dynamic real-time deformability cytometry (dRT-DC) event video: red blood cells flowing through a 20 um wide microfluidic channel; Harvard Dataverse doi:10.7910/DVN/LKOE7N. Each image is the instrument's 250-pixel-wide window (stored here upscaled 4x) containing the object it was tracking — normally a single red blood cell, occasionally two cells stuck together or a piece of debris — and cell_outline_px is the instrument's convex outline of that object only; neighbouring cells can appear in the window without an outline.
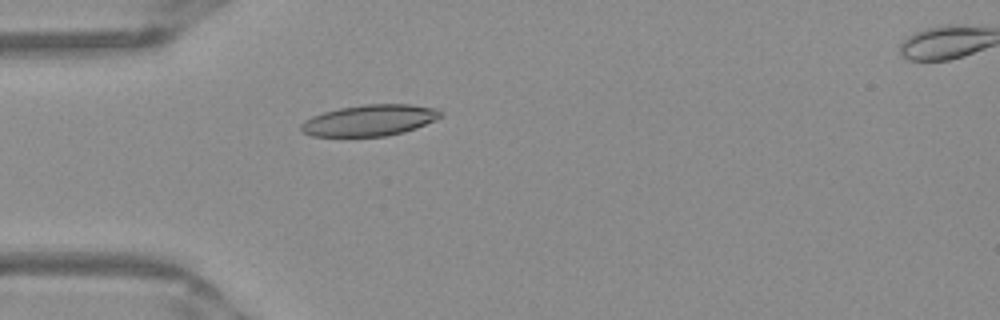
{"species": "Egyptian fruit bat (a non-hibernating species)", "species_latin": "Rousettus aegyptiacus", "temperature_condition": "warm", "stored_images_in_passage": 37, "camera_frame_rate_fps": 3000, "um_per_image_px": 0.085, "frame": {"image": 1, "passage_image": 1, "time_ms": 0.0, "image_size_px": [1000, 320], "cell_outline_px": [[444, 116], [416, 128], [404, 132], [384, 136], [312, 136], [304, 132], [300, 128], [300, 124], [304, 120], [312, 116], [324, 112], [340, 108], [364, 104], [408, 104], [440, 108], [444, 112]], "centroid_in_image_um": [31.47, 10.21], "position_along_channel_um": 53.5, "area_um2": 25.49}}
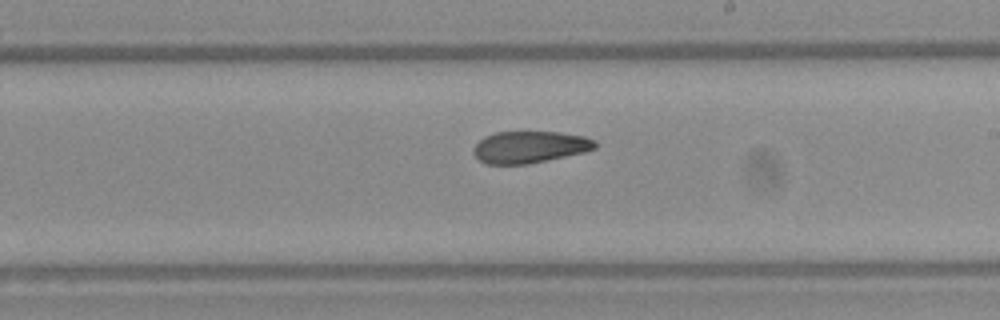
{"frame": {"image": 2, "passage_image": 16, "time_ms": 5.0, "image_size_px": [1000, 320], "cell_outline_px": [[596, 148], [584, 152], [528, 164], [484, 164], [472, 152], [472, 148], [484, 136], [496, 132], [560, 132], [584, 136], [596, 140]], "centroid_in_image_um": [45.01, 12.49], "position_along_channel_um": 244.0, "area_um2": 22.6}}
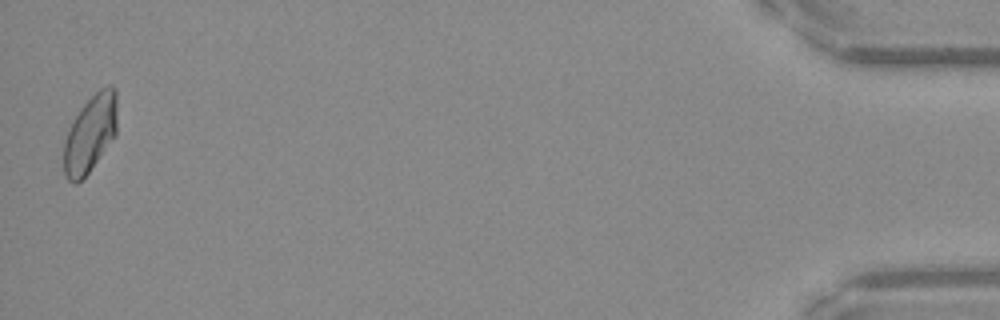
{"frame": {"image": 3, "passage_image": 37, "time_ms": 12.0, "image_size_px": [1000, 320], "cell_outline_px": [[116, 136], [88, 172], [76, 184], [68, 180], [64, 172], [64, 140], [68, 128], [72, 120], [80, 108], [100, 88], [108, 84], [112, 84], [116, 88]], "centroid_in_image_um": [7.67, 11.33], "position_along_channel_um": 427.5, "area_um2": 24.1}, "authors_computed_cell_mechanics": {"area_um2": 23.698, "velocity_mm_per_s": 3.9485, "shape_relaxation_time_tau1_ms": null, "shape_relaxation_time_tau2_ms": 4.7708, "deformation_change_tau1": null, "deformation_change_tau2": 0.1039}}